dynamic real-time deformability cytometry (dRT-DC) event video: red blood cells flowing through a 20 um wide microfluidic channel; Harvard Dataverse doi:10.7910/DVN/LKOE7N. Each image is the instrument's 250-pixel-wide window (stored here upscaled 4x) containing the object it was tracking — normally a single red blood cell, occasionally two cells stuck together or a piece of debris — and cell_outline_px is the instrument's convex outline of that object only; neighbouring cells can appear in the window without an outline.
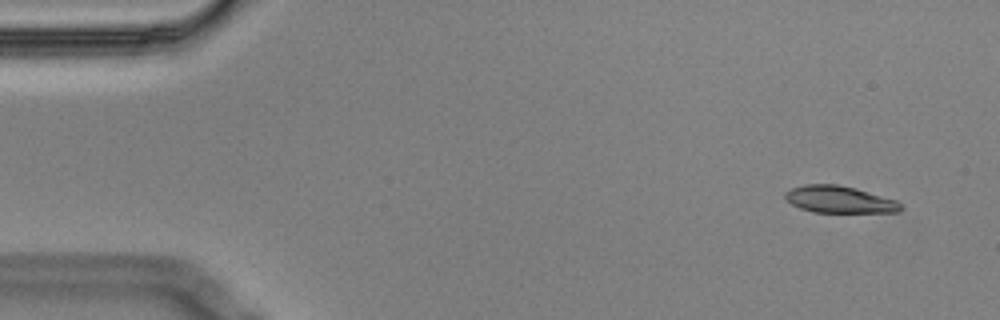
{"species": "Egyptian fruit bat (a non-hibernating species)", "species_latin": "Rousettus aegyptiacus", "temperature_condition": "cold", "stored_images_in_passage": 5, "camera_frame_rate_fps": 3000, "um_per_image_px": 0.085, "animal": {"sex": "male"}, "frame": {"image": 1, "passage_image": 2, "time_ms": 0.333, "image_size_px": [1000, 320], "cell_outline_px": [[904, 208], [900, 212], [812, 212], [800, 208], [792, 204], [784, 196], [784, 192], [792, 188], [804, 184], [836, 184], [856, 188], [896, 200]], "centroid_in_image_um": [71.35, 16.95], "position_along_channel_um": 13.6, "area_um2": 18.15}}